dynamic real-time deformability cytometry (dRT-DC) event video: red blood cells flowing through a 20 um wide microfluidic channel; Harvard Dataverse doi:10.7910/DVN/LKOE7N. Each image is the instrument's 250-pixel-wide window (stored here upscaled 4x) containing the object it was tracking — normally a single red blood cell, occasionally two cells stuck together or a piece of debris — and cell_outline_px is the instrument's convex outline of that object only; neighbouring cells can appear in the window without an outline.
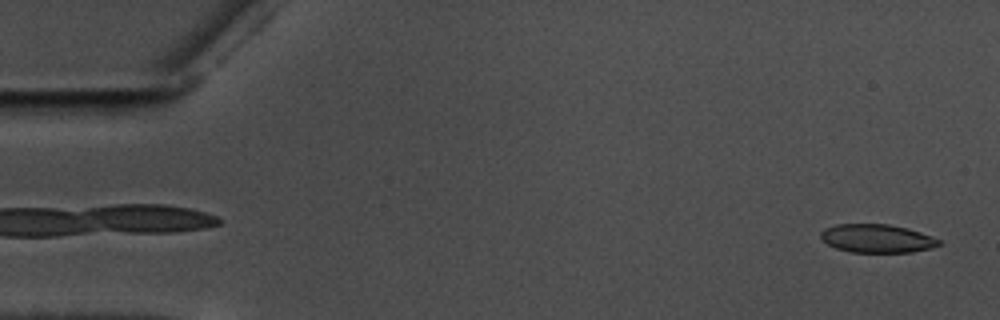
{"species": "common noctule bat (a hibernating species)", "species_latin": "Nyctalus noctula", "temperature_condition": "warm", "stored_images_in_passage": 57, "camera_frame_rate_fps": 3000, "um_per_image_px": 0.085, "animal": {"sex": "male", "body_mass_g": 17.5, "forearm_length_mm": 52.3}, "frame": {"image": 1, "passage_image": 2, "time_ms": 0.333, "image_size_px": [1000, 320], "cell_outline_px": [[940, 244], [932, 248], [912, 252], [852, 252], [836, 248], [828, 244], [820, 236], [820, 232], [824, 228], [836, 224], [888, 224], [908, 228], [932, 236], [940, 240]], "centroid_in_image_um": [74.55, 20.26], "position_along_channel_um": 10.5, "area_um2": 19.54}}
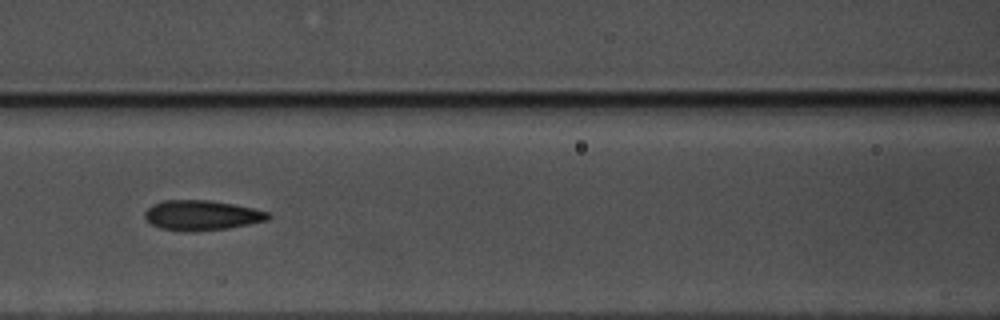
{"frame": {"image": 2, "passage_image": 25, "time_ms": 8.0, "image_size_px": [1000, 320], "cell_outline_px": [[272, 216], [268, 220], [228, 228], [192, 232], [184, 232], [160, 228], [152, 224], [144, 216], [144, 212], [152, 204], [164, 200], [208, 200], [232, 204], [252, 208], [268, 212]], "centroid_in_image_um": [17.13, 18.3], "position_along_channel_um": 149.5, "area_um2": 21.56}}
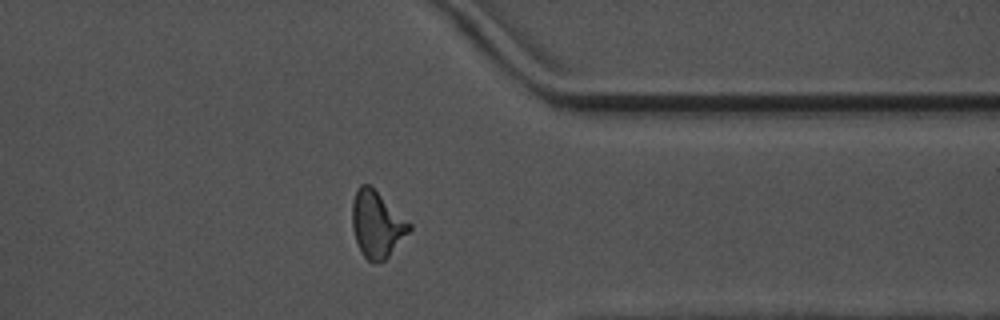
{"frame": {"image": 3, "passage_image": 45, "time_ms": 14.667, "image_size_px": [1000, 320], "cell_outline_px": [[412, 228], [388, 256], [384, 260], [376, 264], [372, 264], [360, 252], [352, 228], [352, 204], [356, 192], [360, 184], [368, 184], [412, 224]], "centroid_in_image_um": [32.02, 19.1], "position_along_channel_um": 379.4, "area_um2": 21.79}, "authors_computed_cell_mechanics": {"area_um2": 20.9236, "velocity_mm_per_s": 3.5682, "shape_relaxation_time_tau1_ms": 5.2623, "shape_relaxation_time_tau2_ms": 1.2049, "deformation_change_tau1": 0.1706, "deformation_change_tau2": 0.0877}}